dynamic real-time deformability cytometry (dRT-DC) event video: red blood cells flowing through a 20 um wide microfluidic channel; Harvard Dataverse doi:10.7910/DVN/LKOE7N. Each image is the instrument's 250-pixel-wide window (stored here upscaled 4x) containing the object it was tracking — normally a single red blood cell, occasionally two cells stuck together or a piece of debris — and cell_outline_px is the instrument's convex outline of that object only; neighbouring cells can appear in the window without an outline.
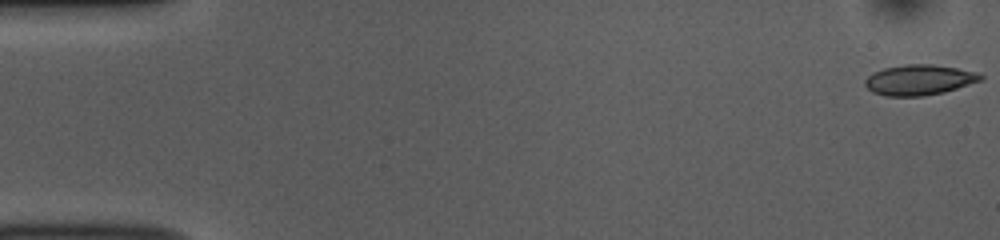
{"species": "common noctule bat (a hibernating species)", "species_latin": "Nyctalus noctula", "temperature_condition": "room temperature", "stored_images_in_passage": 52, "camera_frame_rate_fps": 3000, "um_per_image_px": 0.085, "animal": {"sex": "female", "body_mass_g": 10.0, "forearm_length_mm": 53.1}, "frame": {"image": 1, "passage_image": 1, "time_ms": 0.0, "image_size_px": [1000, 240], "cell_outline_px": [[984, 80], [944, 92], [924, 96], [884, 96], [872, 92], [864, 84], [864, 80], [868, 76], [884, 68], [904, 64], [932, 64], [956, 68], [976, 72], [984, 76]], "centroid_in_image_um": [78.14, 6.8], "position_along_channel_um": 6.9, "area_um2": 20.52}}
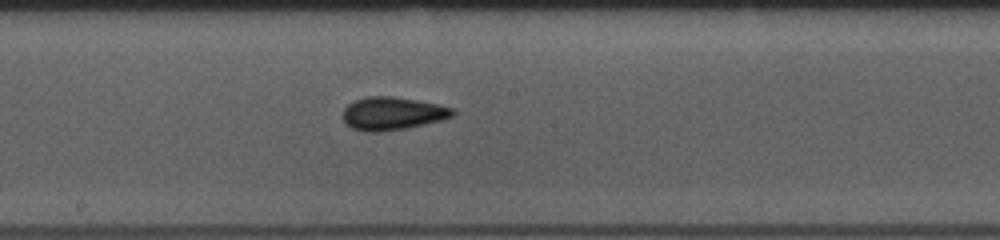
{"frame": {"image": 2, "passage_image": 28, "time_ms": 9.0, "image_size_px": [1000, 240], "cell_outline_px": [[456, 112], [452, 116], [440, 120], [408, 128], [380, 132], [364, 132], [352, 128], [344, 120], [344, 108], [352, 100], [364, 96], [392, 96], [416, 100], [436, 104], [452, 108]], "centroid_in_image_um": [33.32, 9.64], "position_along_channel_um": 214.9, "area_um2": 21.1}}
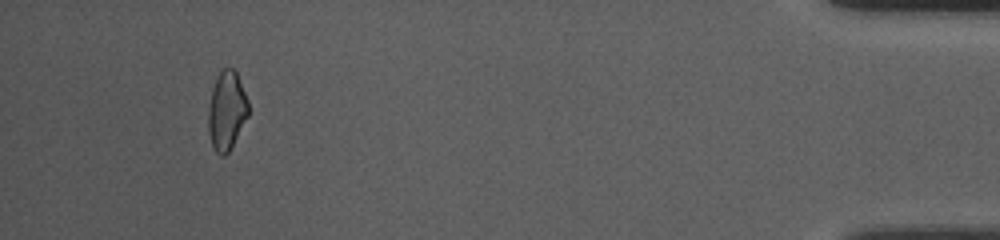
{"frame": {"image": 3, "passage_image": 49, "time_ms": 16.0, "image_size_px": [1000, 240], "cell_outline_px": [[248, 116], [228, 152], [224, 156], [220, 156], [212, 148], [208, 132], [208, 112], [212, 88], [220, 72], [224, 68], [232, 68], [236, 72], [248, 100]], "centroid_in_image_um": [19.25, 9.44], "position_along_channel_um": 415.9, "area_um2": 18.21}, "authors_computed_cell_mechanics": {"area_um2": 20.0566, "velocity_mm_per_s": 3.838, "shape_relaxation_time_tau1_ms": 3.226, "shape_relaxation_time_tau2_ms": 2.4849, "deformation_change_tau1": 0.0916, "deformation_change_tau2": 0.0851}}